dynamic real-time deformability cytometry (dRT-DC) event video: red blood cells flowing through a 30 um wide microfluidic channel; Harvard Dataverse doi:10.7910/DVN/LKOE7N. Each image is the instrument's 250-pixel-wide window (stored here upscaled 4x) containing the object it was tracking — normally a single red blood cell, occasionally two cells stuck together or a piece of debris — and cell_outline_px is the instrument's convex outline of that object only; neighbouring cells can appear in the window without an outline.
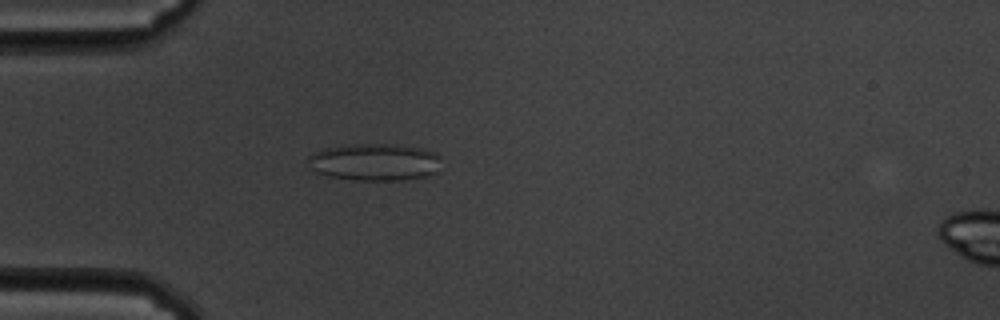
{"species": "common noctule bat (a hibernating species)", "species_latin": "Nyctalus noctula", "temperature_condition": "cold", "stored_images_in_passage": 15, "camera_frame_rate_fps": 3000, "um_per_image_px": 0.085, "animal": {"sex": "male", "body_mass_g": 19.5, "forearm_length_mm": 54.6}, "frame": {"image": 1, "passage_image": 10, "time_ms": 3.0, "image_size_px": [1000, 320], "cell_outline_px": [[440, 172], [428, 176], [404, 180], [352, 180], [328, 176], [316, 172], [308, 168], [308, 156], [312, 152], [324, 148], [356, 144], [396, 144], [424, 148], [440, 156]], "centroid_in_image_um": [31.86, 13.78], "position_along_channel_um": 53.1, "area_um2": 29.42}}